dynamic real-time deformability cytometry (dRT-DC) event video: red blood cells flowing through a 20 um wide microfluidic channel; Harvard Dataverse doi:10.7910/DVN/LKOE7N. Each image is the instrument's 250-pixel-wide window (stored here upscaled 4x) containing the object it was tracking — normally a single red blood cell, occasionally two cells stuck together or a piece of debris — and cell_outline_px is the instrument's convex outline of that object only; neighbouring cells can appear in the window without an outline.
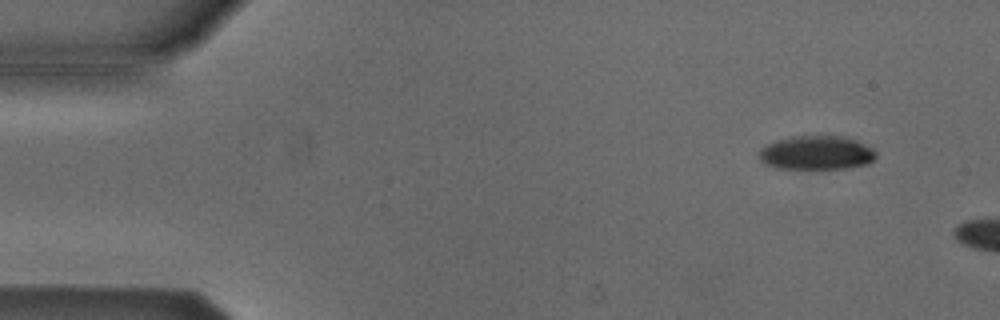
{"species": "Egyptian fruit bat (a non-hibernating species)", "species_latin": "Rousettus aegyptiacus", "temperature_condition": "cold", "stored_images_in_passage": 3, "camera_frame_rate_fps": 3000, "um_per_image_px": 0.085, "animal": {"sex": "male"}, "frame": {"image": 1, "passage_image": 2, "time_ms": 1.333, "image_size_px": [1000, 320], "cell_outline_px": [[876, 156], [868, 164], [844, 168], [776, 168], [764, 164], [760, 160], [756, 152], [768, 144], [776, 140], [792, 136], [840, 136], [856, 140], [872, 148], [876, 152]], "centroid_in_image_um": [69.36, 12.98], "position_along_channel_um": 15.6, "area_um2": 23.06}}